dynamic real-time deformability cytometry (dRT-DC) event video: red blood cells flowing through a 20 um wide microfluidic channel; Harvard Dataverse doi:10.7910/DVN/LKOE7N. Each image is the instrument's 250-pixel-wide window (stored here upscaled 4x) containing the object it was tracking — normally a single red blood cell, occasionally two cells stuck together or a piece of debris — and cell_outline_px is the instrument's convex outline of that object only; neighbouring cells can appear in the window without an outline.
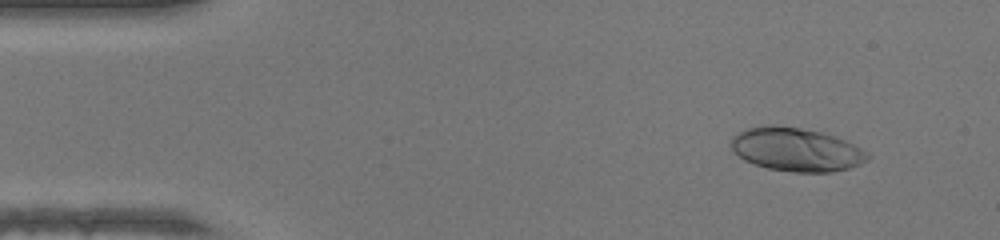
{"species": "human", "species_latin": "Homo sapiens", "temperature_condition": "warm", "stored_images_in_passage": 47, "camera_frame_rate_fps": 3000, "um_per_image_px": 0.085, "donor": {"sex": "female"}, "frame": {"image": 1, "passage_image": 4, "time_ms": 1.0, "image_size_px": [1000, 240], "cell_outline_px": [[872, 156], [868, 160], [860, 164], [848, 168], [832, 172], [792, 172], [768, 168], [744, 160], [732, 152], [728, 144], [732, 136], [744, 128], [764, 124], [776, 124], [800, 128], [820, 132], [836, 136], [868, 152]], "centroid_in_image_um": [67.62, 12.69], "position_along_channel_um": 17.4, "area_um2": 35.08}}
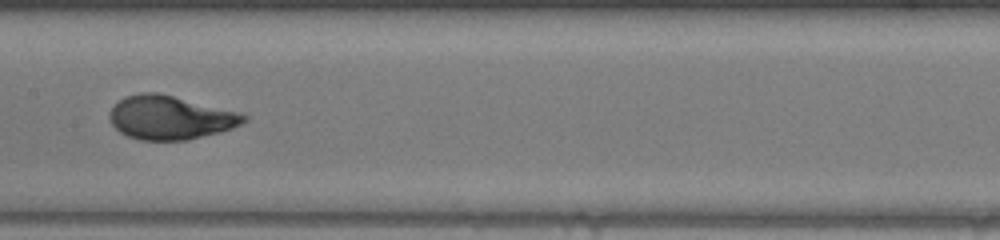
{"frame": {"image": 2, "passage_image": 23, "time_ms": 7.333, "image_size_px": [1000, 240], "cell_outline_px": [[248, 120], [232, 128], [220, 132], [188, 140], [140, 140], [128, 136], [120, 132], [112, 124], [108, 116], [112, 108], [124, 96], [140, 92], [156, 92], [240, 112], [248, 116]], "centroid_in_image_um": [14.47, 9.99], "position_along_channel_um": 192.9, "area_um2": 34.1}}
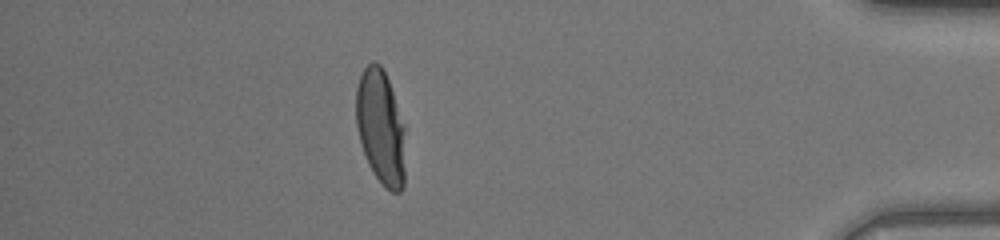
{"frame": {"image": 3, "passage_image": 41, "time_ms": 13.333, "image_size_px": [1000, 240], "cell_outline_px": [[404, 184], [400, 192], [392, 192], [384, 188], [372, 172], [368, 164], [360, 140], [356, 124], [356, 88], [360, 76], [364, 68], [372, 60], [376, 60], [384, 68], [404, 124]], "centroid_in_image_um": [32.35, 10.8], "position_along_channel_um": 402.8, "area_um2": 33.12}, "authors_computed_cell_mechanics": {"area_um2": 33.6396, "velocity_mm_per_s": 4.3198, "shape_relaxation_time_tau1_ms": 4.0014, "shape_relaxation_time_tau2_ms": null, "deformation_change_tau1": 0.2347, "deformation_change_tau2": null}}